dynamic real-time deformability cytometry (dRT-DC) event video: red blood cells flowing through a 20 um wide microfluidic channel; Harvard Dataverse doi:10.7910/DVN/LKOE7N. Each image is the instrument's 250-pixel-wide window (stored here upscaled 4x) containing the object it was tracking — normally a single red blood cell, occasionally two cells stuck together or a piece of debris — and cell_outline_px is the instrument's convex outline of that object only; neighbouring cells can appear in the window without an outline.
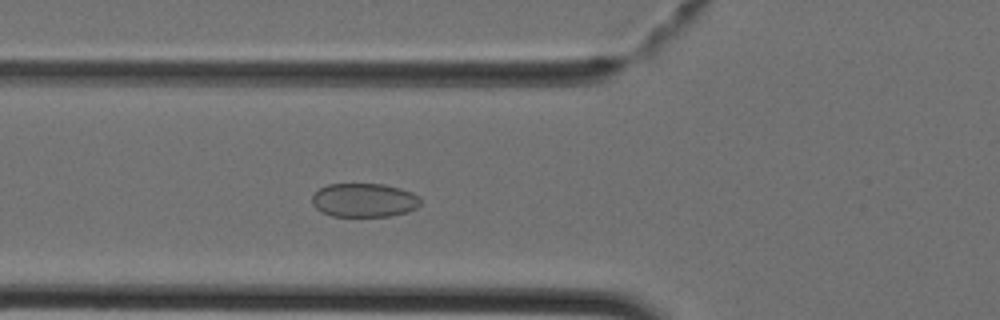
{"species": "Egyptian fruit bat (a non-hibernating species)", "species_latin": "Rousettus aegyptiacus", "temperature_condition": "cold", "stored_images_in_passage": 43, "camera_frame_rate_fps": 3000, "um_per_image_px": 0.085, "animal": {"sex": "female"}, "frame": {"image": 1, "passage_image": 15, "time_ms": 4.667, "image_size_px": [1000, 320], "cell_outline_px": [[420, 204], [416, 208], [408, 212], [388, 216], [332, 216], [320, 212], [312, 204], [312, 196], [320, 188], [328, 184], [384, 184], [400, 188], [412, 192], [420, 196]], "centroid_in_image_um": [30.96, 17.01], "position_along_channel_um": 94.8, "area_um2": 21.5}}
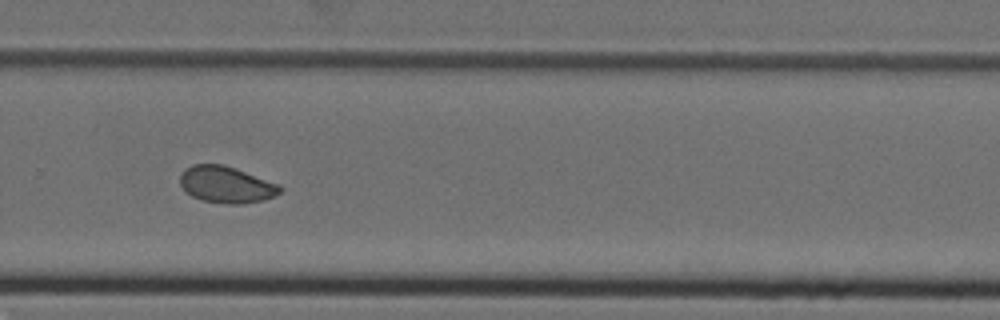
{"frame": {"image": 2, "passage_image": 29, "time_ms": 9.333, "image_size_px": [1000, 320], "cell_outline_px": [[284, 188], [280, 192], [264, 200], [244, 204], [228, 204], [200, 200], [192, 196], [180, 184], [180, 176], [184, 168], [192, 164], [224, 164], [236, 168], [280, 184]], "centroid_in_image_um": [19.25, 15.68], "position_along_channel_um": 310.6, "area_um2": 21.5}}
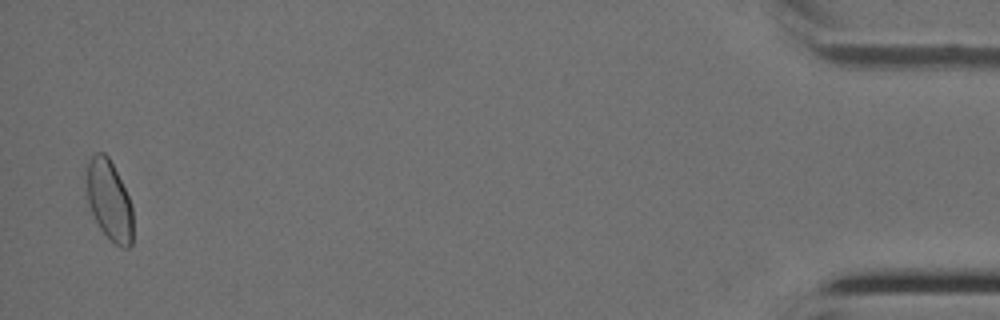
{"frame": {"image": 3, "passage_image": 42, "time_ms": 13.667, "image_size_px": [1000, 320], "cell_outline_px": [[132, 244], [128, 248], [124, 248], [116, 244], [100, 228], [92, 212], [88, 200], [88, 160], [96, 152], [104, 152], [108, 156], [132, 204]], "centroid_in_image_um": [9.31, 17.04], "position_along_channel_um": 425.9, "area_um2": 20.98}}